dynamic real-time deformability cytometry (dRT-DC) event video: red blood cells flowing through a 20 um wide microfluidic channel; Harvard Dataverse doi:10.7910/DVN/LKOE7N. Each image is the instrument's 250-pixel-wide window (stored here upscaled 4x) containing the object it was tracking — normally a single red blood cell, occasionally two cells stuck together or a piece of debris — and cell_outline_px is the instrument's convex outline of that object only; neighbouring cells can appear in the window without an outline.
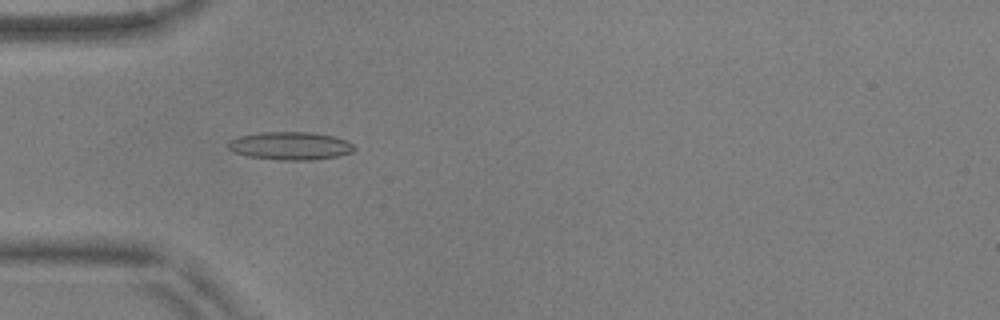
{"species": "common noctule bat (a hibernating species)", "species_latin": "Nyctalus noctula", "temperature_condition": "warm", "stored_images_in_passage": 40, "camera_frame_rate_fps": 3000, "um_per_image_px": 0.085, "animal": {"sex": "male", "body_mass_g": 17.9, "forearm_length_mm": 54.2}, "frame": {"image": 1, "passage_image": 2, "time_ms": 0.333, "image_size_px": [1000, 320], "cell_outline_px": [[356, 148], [352, 152], [340, 156], [312, 160], [276, 160], [248, 156], [232, 152], [224, 144], [228, 140], [240, 136], [260, 132], [312, 132], [332, 136], [344, 140], [352, 144]], "centroid_in_image_um": [24.62, 12.4], "position_along_channel_um": 60.4, "area_um2": 20.81}}
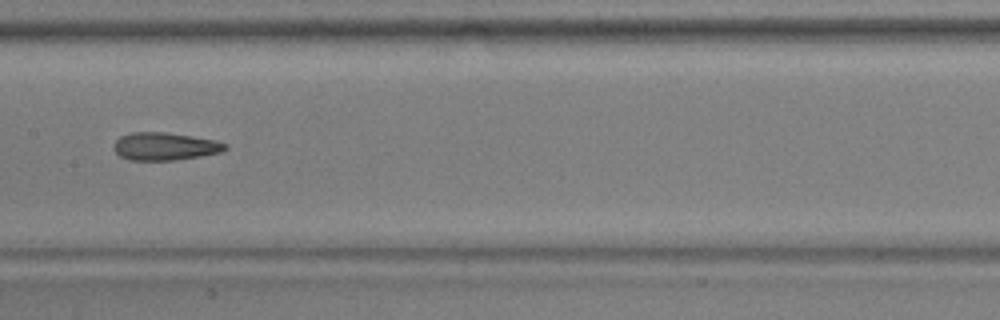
{"frame": {"image": 2, "passage_image": 13, "time_ms": 4.0, "image_size_px": [1000, 320], "cell_outline_px": [[228, 148], [220, 152], [200, 156], [176, 160], [128, 160], [120, 156], [112, 148], [112, 144], [120, 136], [132, 132], [164, 132], [192, 136], [216, 140], [228, 144]], "centroid_in_image_um": [13.99, 12.44], "position_along_channel_um": 193.4, "area_um2": 18.15}}
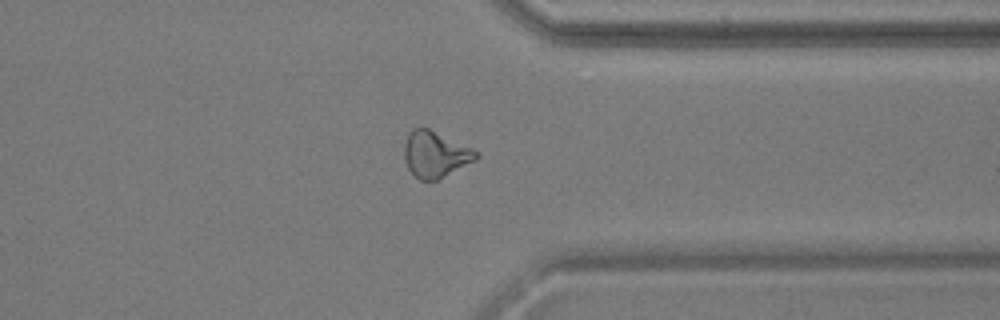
{"frame": {"image": 3, "passage_image": 28, "time_ms": 9.0, "image_size_px": [1000, 320], "cell_outline_px": [[480, 156], [476, 160], [436, 180], [420, 180], [408, 168], [404, 160], [404, 144], [408, 132], [412, 128], [428, 128], [472, 148]], "centroid_in_image_um": [36.97, 13.1], "position_along_channel_um": 374.4, "area_um2": 19.13}, "authors_computed_cell_mechanics": {"area_um2": 18.6405, "velocity_mm_per_s": 3.6843, "shape_relaxation_time_tau1_ms": 6.6929, "shape_relaxation_time_tau2_ms": 2.408, "deformation_change_tau1": 0.1816, "deformation_change_tau2": 0.1182}}